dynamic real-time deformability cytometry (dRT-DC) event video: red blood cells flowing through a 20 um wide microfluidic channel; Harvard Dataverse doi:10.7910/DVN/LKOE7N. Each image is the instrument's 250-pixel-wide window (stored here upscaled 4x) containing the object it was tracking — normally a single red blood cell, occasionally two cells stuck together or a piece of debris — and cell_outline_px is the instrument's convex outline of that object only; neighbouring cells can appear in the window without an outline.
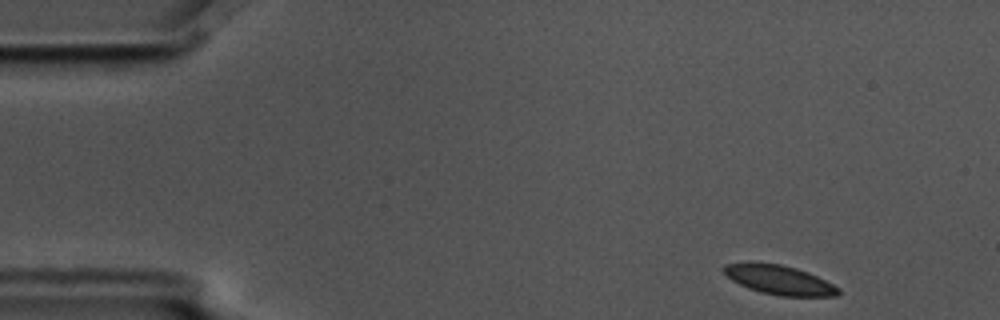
{"species": "common noctule bat (a hibernating species)", "species_latin": "Nyctalus noctula", "temperature_condition": "cold", "stored_images_in_passage": 3, "camera_frame_rate_fps": 3000, "um_per_image_px": 0.085, "animal": {"sex": "male", "body_mass_g": 17.5, "forearm_length_mm": 52.3}, "frame": {"image": 1, "passage_image": 1, "time_ms": 0.0, "image_size_px": [1000, 320], "cell_outline_px": [[840, 296], [780, 296], [760, 292], [748, 288], [732, 280], [720, 268], [724, 264], [748, 260], [752, 260], [780, 264], [796, 268], [808, 272], [840, 288]], "centroid_in_image_um": [66.17, 23.76], "position_along_channel_um": 18.8, "area_um2": 20.0}}
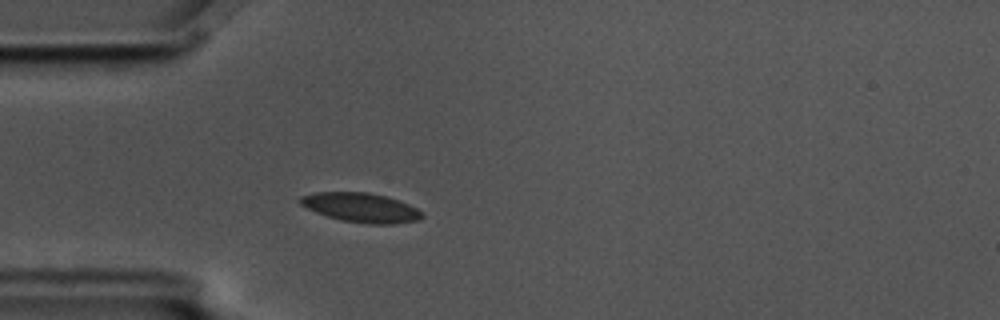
{"frame": {"image": 2, "passage_image": 3, "time_ms": 0.667, "image_size_px": [1000, 320], "cell_outline_px": [[424, 216], [420, 220], [396, 224], [368, 224], [340, 220], [316, 212], [300, 204], [296, 200], [300, 196], [316, 192], [368, 192], [384, 196], [408, 204], [424, 212]], "centroid_in_image_um": [30.69, 17.65], "position_along_channel_um": 54.3, "area_um2": 20.92}}